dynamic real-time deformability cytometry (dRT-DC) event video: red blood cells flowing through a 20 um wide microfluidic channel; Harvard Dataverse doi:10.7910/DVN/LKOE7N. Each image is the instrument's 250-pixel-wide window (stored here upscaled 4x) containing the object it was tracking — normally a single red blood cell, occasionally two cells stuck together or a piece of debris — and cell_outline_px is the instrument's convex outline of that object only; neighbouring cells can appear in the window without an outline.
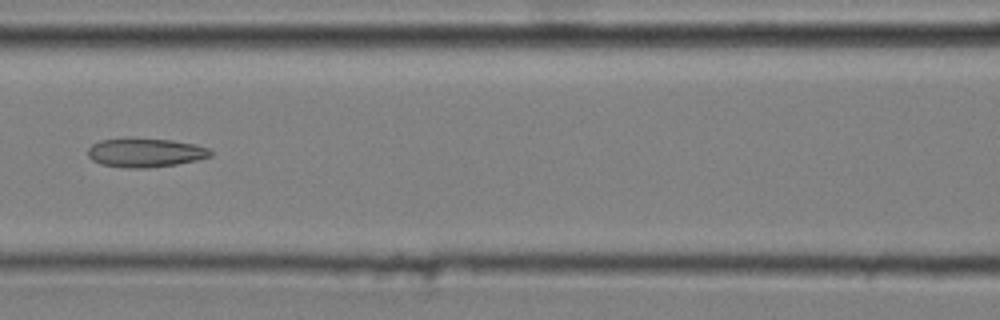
{"species": "common noctule bat (a hibernating species)", "species_latin": "Nyctalus noctula", "temperature_condition": "cold", "stored_images_in_passage": 6, "camera_frame_rate_fps": 3000, "um_per_image_px": 0.085, "animal": {"sex": "male", "body_mass_g": 20.4}, "frame": {"image": 1, "passage_image": 6, "time_ms": 1.667, "image_size_px": [1000, 320], "cell_outline_px": [[212, 156], [196, 160], [176, 164], [148, 168], [128, 168], [100, 164], [92, 160], [88, 156], [88, 148], [92, 144], [100, 140], [132, 136], [172, 140], [196, 144], [208, 148], [212, 152]], "centroid_in_image_um": [12.32, 12.94], "position_along_channel_um": 154.3, "area_um2": 21.21}}